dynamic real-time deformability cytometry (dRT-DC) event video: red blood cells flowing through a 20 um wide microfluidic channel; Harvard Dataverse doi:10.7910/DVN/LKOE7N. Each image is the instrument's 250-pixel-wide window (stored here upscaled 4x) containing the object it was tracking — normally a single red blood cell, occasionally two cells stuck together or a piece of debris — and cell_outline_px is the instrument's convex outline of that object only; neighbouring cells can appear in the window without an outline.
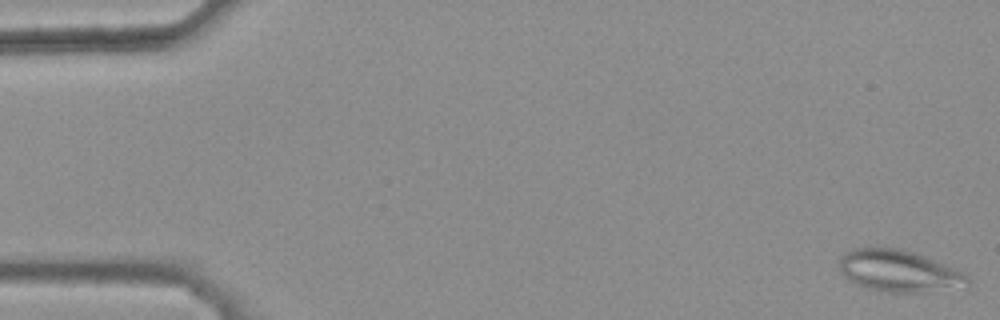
{"species": "common noctule bat (a hibernating species)", "species_latin": "Nyctalus noctula", "temperature_condition": "warm", "stored_images_in_passage": 44, "camera_frame_rate_fps": 3000, "um_per_image_px": 0.085, "animal": {"sex": "female", "body_mass_g": 25.1}, "frame": {"image": 1, "passage_image": 1, "time_ms": 0.0, "image_size_px": [1000, 320], "cell_outline_px": [[972, 280], [928, 292], [888, 292], [868, 288], [856, 284], [848, 280], [840, 272], [840, 260], [844, 252], [856, 248], [900, 248], [916, 252], [956, 268], [968, 276]], "centroid_in_image_um": [76.33, 23.0], "position_along_channel_um": 8.7, "area_um2": 30.69}}
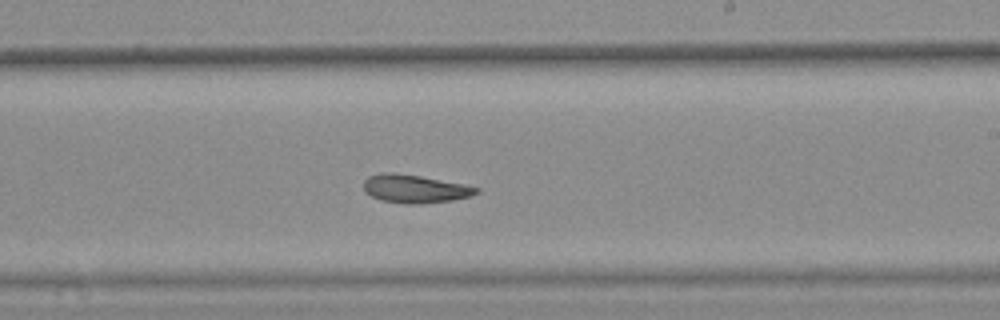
{"frame": {"image": 2, "passage_image": 31, "time_ms": 10.0, "image_size_px": [1000, 320], "cell_outline_px": [[480, 192], [472, 196], [452, 200], [420, 204], [404, 204], [380, 200], [364, 192], [364, 180], [368, 176], [380, 172], [392, 172], [420, 176], [464, 184], [480, 188]], "centroid_in_image_um": [35.26, 16.05], "position_along_channel_um": 253.7, "area_um2": 18.73}}
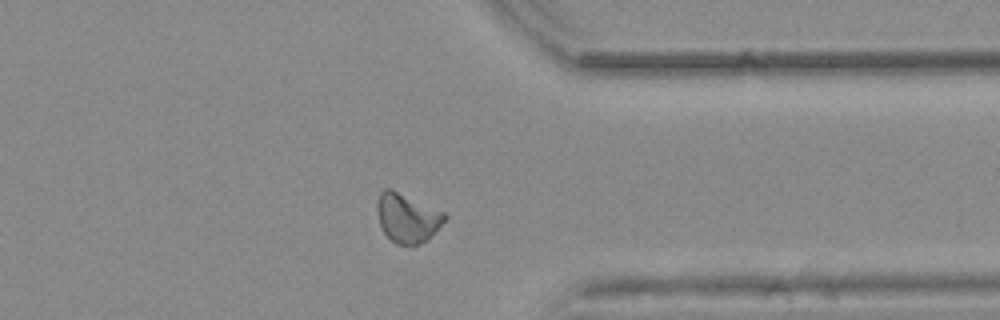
{"frame": {"image": 3, "passage_image": 41, "time_ms": 13.333, "image_size_px": [1000, 320], "cell_outline_px": [[448, 216], [428, 240], [420, 244], [396, 244], [384, 232], [380, 224], [376, 208], [376, 204], [380, 192], [384, 188], [392, 188], [444, 212]], "centroid_in_image_um": [34.61, 18.5], "position_along_channel_um": 376.8, "area_um2": 19.31}, "authors_computed_cell_mechanics": {"area_um2": 19.2185, "velocity_mm_per_s": 3.8506, "shape_relaxation_time_tau1_ms": null, "shape_relaxation_time_tau2_ms": 5.6553, "deformation_change_tau1": null, "deformation_change_tau2": 0.1234}}